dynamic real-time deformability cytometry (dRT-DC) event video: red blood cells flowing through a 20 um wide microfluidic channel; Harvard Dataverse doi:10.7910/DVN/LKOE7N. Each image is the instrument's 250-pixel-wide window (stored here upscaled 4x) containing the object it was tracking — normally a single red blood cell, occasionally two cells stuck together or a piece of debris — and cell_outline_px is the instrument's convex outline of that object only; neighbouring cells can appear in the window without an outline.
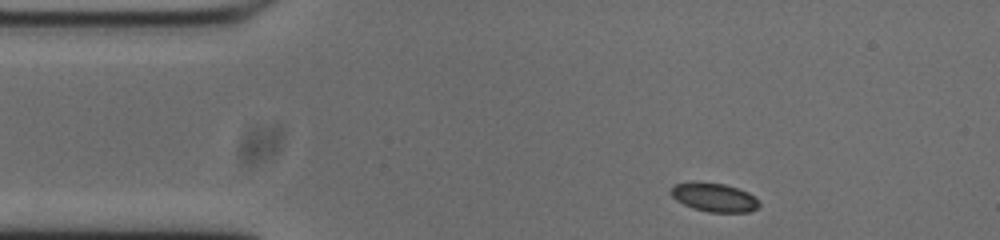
{"species": "common noctule bat (a hibernating species)", "species_latin": "Nyctalus noctula", "temperature_condition": "cold", "stored_images_in_passage": 47, "camera_frame_rate_fps": 3000, "um_per_image_px": 0.085, "animal": {"sex": "male", "body_mass_g": 20.0, "forearm_length_mm": 53.3}, "frame": {"image": 1, "passage_image": 1, "time_ms": 0.0, "image_size_px": [1000, 240], "cell_outline_px": [[760, 204], [756, 208], [748, 212], [708, 212], [692, 208], [676, 200], [668, 192], [676, 184], [724, 184], [748, 192]], "centroid_in_image_um": [60.7, 16.82], "position_along_channel_um": 24.3, "area_um2": 14.1}}
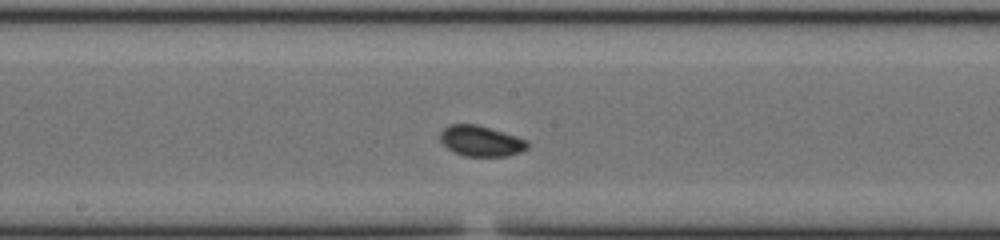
{"frame": {"image": 2, "passage_image": 20, "time_ms": 6.333, "image_size_px": [1000, 240], "cell_outline_px": [[528, 148], [520, 152], [508, 156], [464, 156], [452, 152], [440, 140], [440, 132], [448, 124], [476, 124], [516, 136], [528, 140]], "centroid_in_image_um": [40.87, 11.99], "position_along_channel_um": 207.3, "area_um2": 15.61}}
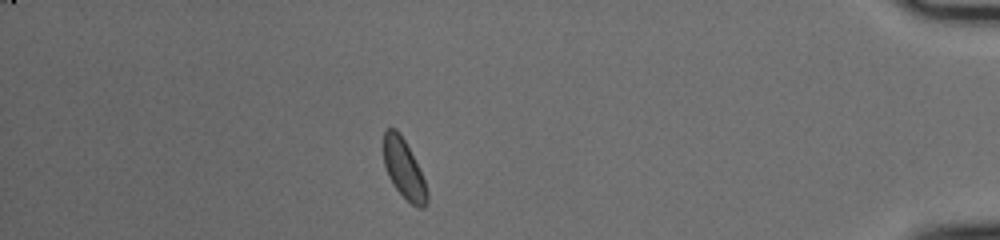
{"frame": {"image": 3, "passage_image": 40, "time_ms": 13.0, "image_size_px": [1000, 240], "cell_outline_px": [[428, 200], [424, 208], [416, 208], [392, 184], [388, 176], [384, 164], [384, 128], [396, 128], [400, 132], [424, 180], [428, 192]], "centroid_in_image_um": [34.32, 14.37], "position_along_channel_um": 400.9, "area_um2": 14.74}, "authors_computed_cell_mechanics": {"area_um2": 15.1436, "velocity_mm_per_s": 3.7086, "shape_relaxation_time_tau1_ms": 3.8496, "shape_relaxation_time_tau2_ms": 4.6679, "deformation_change_tau1": 0.0825, "deformation_change_tau2": 0.051}}